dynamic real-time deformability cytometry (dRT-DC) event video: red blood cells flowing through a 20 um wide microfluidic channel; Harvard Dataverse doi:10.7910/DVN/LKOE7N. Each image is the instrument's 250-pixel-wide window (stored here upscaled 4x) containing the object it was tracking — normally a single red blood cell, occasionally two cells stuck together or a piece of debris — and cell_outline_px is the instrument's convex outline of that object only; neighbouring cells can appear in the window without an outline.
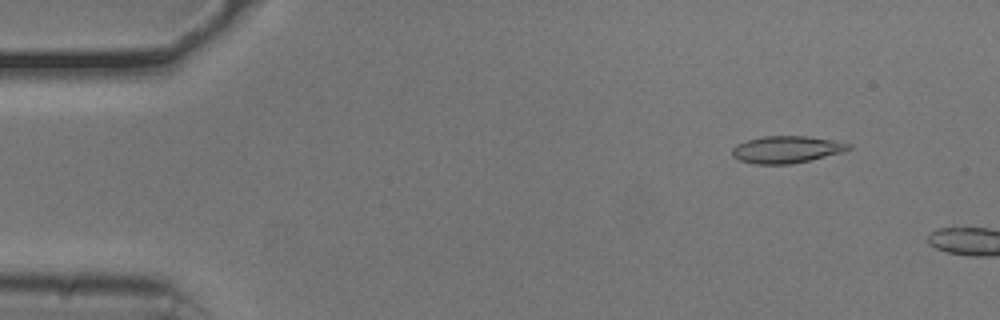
{"species": "common noctule bat (a hibernating species)", "species_latin": "Nyctalus noctula", "temperature_condition": "cold", "stored_images_in_passage": 9, "camera_frame_rate_fps": 3000, "um_per_image_px": 0.085, "animal": {"sex": "male", "body_mass_g": 20.5, "forearm_length_mm": 52.5}, "frame": {"image": 1, "passage_image": 6, "time_ms": 1.667, "image_size_px": [1000, 320], "cell_outline_px": [[852, 148], [844, 152], [808, 160], [788, 164], [752, 164], [740, 160], [732, 156], [732, 148], [736, 144], [748, 140], [764, 136], [808, 136], [832, 140], [852, 144]], "centroid_in_image_um": [66.85, 12.7], "position_along_channel_um": 18.1, "area_um2": 18.32}}